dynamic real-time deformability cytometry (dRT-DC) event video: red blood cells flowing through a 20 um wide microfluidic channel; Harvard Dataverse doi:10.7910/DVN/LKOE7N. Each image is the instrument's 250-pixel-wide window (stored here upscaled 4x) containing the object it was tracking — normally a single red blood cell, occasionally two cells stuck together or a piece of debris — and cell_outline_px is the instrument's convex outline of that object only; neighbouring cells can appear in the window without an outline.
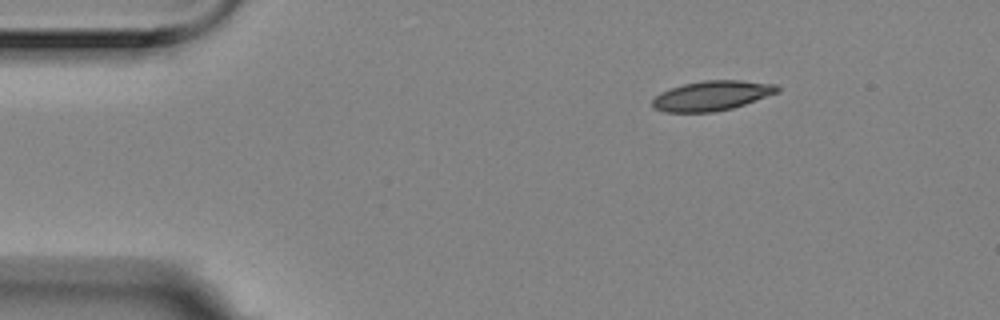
{"species": "Egyptian fruit bat (a non-hibernating species)", "species_latin": "Rousettus aegyptiacus", "temperature_condition": "room temperature", "stored_images_in_passage": 4, "camera_frame_rate_fps": 3000, "um_per_image_px": 0.085, "animal": {"sex": "female"}, "frame": {"image": 1, "passage_image": 1, "time_ms": 0.0, "image_size_px": [1000, 320], "cell_outline_px": [[780, 92], [732, 108], [712, 112], [664, 112], [652, 108], [652, 100], [660, 92], [684, 84], [704, 80], [740, 80], [776, 84], [780, 88]], "centroid_in_image_um": [60.51, 8.13], "position_along_channel_um": 24.5, "area_um2": 21.68}}
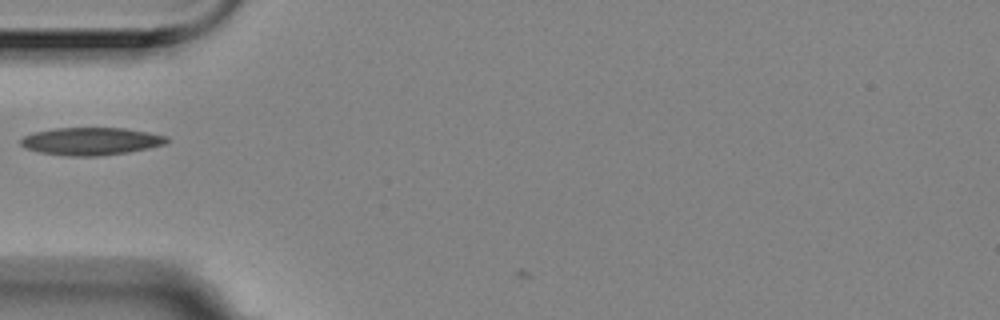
{"frame": {"image": 2, "passage_image": 4, "time_ms": 1.0, "image_size_px": [1000, 320], "cell_outline_px": [[168, 140], [164, 144], [148, 148], [128, 152], [100, 156], [68, 156], [40, 152], [28, 148], [20, 144], [20, 140], [24, 136], [36, 132], [56, 128], [124, 128], [148, 132], [168, 136]], "centroid_in_image_um": [7.76, 12.0], "position_along_channel_um": 77.2, "area_um2": 23.29}}